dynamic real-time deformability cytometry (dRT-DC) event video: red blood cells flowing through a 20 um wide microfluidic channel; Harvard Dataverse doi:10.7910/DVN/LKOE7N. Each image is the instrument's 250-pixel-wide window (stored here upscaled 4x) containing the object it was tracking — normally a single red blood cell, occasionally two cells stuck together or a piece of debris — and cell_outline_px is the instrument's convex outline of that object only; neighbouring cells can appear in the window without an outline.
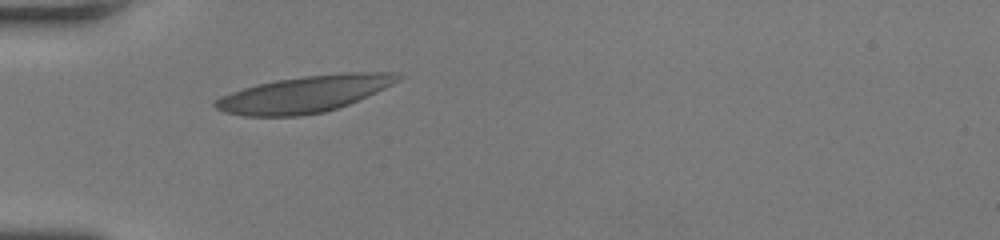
{"species": "human", "species_latin": "Homo sapiens", "temperature_condition": "room temperature", "stored_images_in_passage": 30, "camera_frame_rate_fps": 3000, "um_per_image_px": 0.085, "donor": {"sex": "female"}, "frame": {"image": 1, "passage_image": 1, "time_ms": 0.0, "image_size_px": [1000, 240], "cell_outline_px": [[400, 80], [376, 92], [348, 104], [324, 112], [300, 116], [244, 116], [224, 112], [216, 108], [212, 104], [220, 96], [256, 84], [276, 80], [304, 76], [352, 72], [396, 72], [400, 76]], "centroid_in_image_um": [25.85, 8.0], "position_along_channel_um": 59.1, "area_um2": 38.55}}
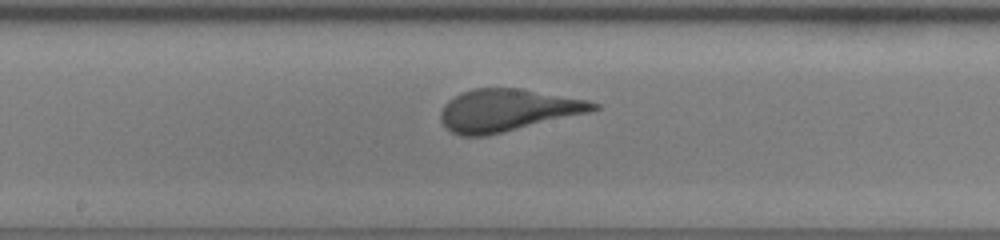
{"frame": {"image": 2, "passage_image": 12, "time_ms": 3.667, "image_size_px": [1000, 240], "cell_outline_px": [[600, 108], [588, 112], [488, 136], [460, 136], [452, 132], [440, 120], [440, 112], [444, 104], [448, 100], [472, 88], [520, 88], [588, 100], [600, 104]], "centroid_in_image_um": [43.12, 9.37], "position_along_channel_um": 205.1, "area_um2": 37.4}}
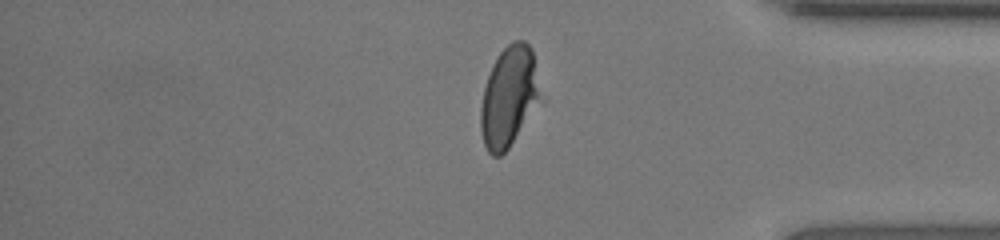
{"frame": {"image": 3, "passage_image": 30, "time_ms": 9.667, "image_size_px": [1000, 240], "cell_outline_px": [[536, 96], [508, 148], [500, 156], [492, 156], [488, 152], [484, 144], [480, 128], [480, 108], [484, 88], [492, 64], [500, 52], [512, 40], [524, 40], [532, 48], [536, 92]], "centroid_in_image_um": [43.11, 8.18], "position_along_channel_um": 392.1, "area_um2": 32.54}}